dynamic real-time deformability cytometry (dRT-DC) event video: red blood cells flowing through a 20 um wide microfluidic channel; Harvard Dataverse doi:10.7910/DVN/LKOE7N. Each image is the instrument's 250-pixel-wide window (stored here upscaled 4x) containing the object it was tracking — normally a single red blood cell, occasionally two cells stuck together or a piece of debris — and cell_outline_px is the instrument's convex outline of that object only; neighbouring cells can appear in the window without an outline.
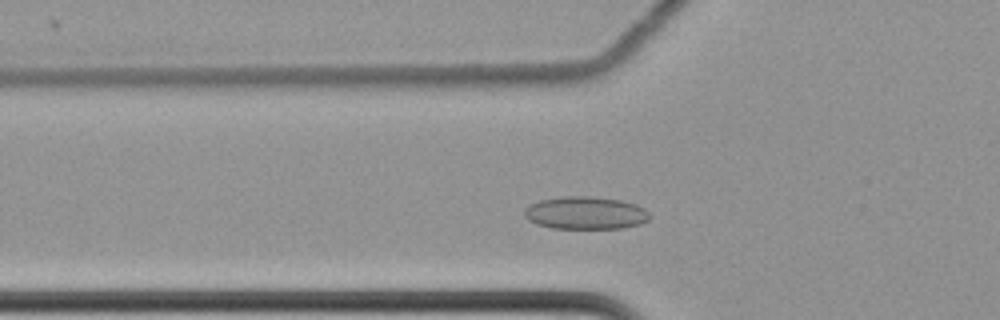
{"species": "common noctule bat (a hibernating species)", "species_latin": "Nyctalus noctula", "temperature_condition": "cold", "stored_images_in_passage": 47, "camera_frame_rate_fps": 3000, "um_per_image_px": 0.085, "animal": {"sex": "female", "body_mass_g": 22.7, "forearm_length_mm": 54.2}, "frame": {"image": 1, "passage_image": 11, "time_ms": 3.333, "image_size_px": [1000, 320], "cell_outline_px": [[648, 220], [640, 224], [624, 228], [552, 228], [536, 224], [528, 220], [524, 216], [524, 208], [540, 200], [564, 196], [588, 196], [620, 200], [636, 204], [644, 208], [648, 212]], "centroid_in_image_um": [49.75, 18.1], "position_along_channel_um": 76.0, "area_um2": 23.81}}
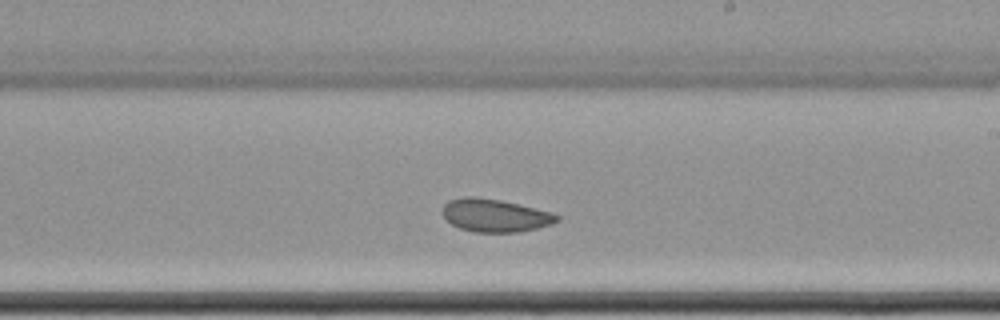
{"frame": {"image": 2, "passage_image": 26, "time_ms": 8.333, "image_size_px": [1000, 320], "cell_outline_px": [[560, 220], [552, 224], [520, 232], [476, 232], [460, 228], [452, 224], [440, 212], [444, 204], [448, 200], [464, 196], [476, 196], [500, 200], [552, 212], [560, 216]], "centroid_in_image_um": [42.06, 18.3], "position_along_channel_um": 246.9, "area_um2": 22.02}}
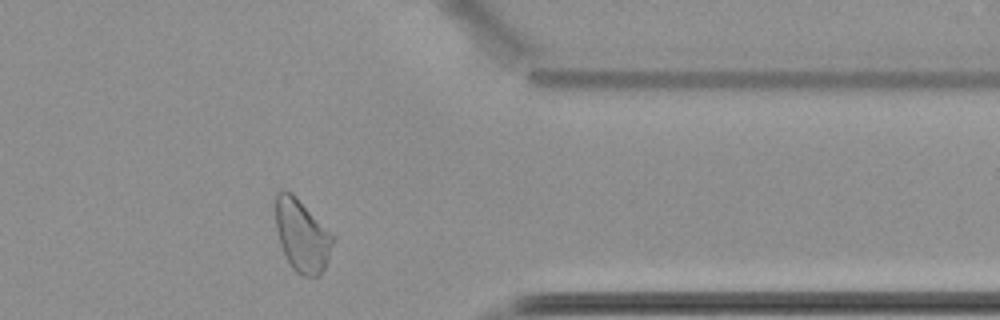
{"frame": {"image": 3, "passage_image": 39, "time_ms": 12.667, "image_size_px": [1000, 320], "cell_outline_px": [[336, 240], [324, 268], [316, 276], [300, 276], [292, 268], [284, 256], [280, 244], [276, 228], [276, 192], [280, 188], [284, 188], [292, 192], [336, 236]], "centroid_in_image_um": [25.67, 19.99], "position_along_channel_um": 385.7, "area_um2": 24.62}, "authors_computed_cell_mechanics": {"area_um2": 23.0044, "velocity_mm_per_s": 3.4453, "shape_relaxation_time_tau1_ms": null, "shape_relaxation_time_tau2_ms": 3.0795, "deformation_change_tau1": null, "deformation_change_tau2": 0.0693}}